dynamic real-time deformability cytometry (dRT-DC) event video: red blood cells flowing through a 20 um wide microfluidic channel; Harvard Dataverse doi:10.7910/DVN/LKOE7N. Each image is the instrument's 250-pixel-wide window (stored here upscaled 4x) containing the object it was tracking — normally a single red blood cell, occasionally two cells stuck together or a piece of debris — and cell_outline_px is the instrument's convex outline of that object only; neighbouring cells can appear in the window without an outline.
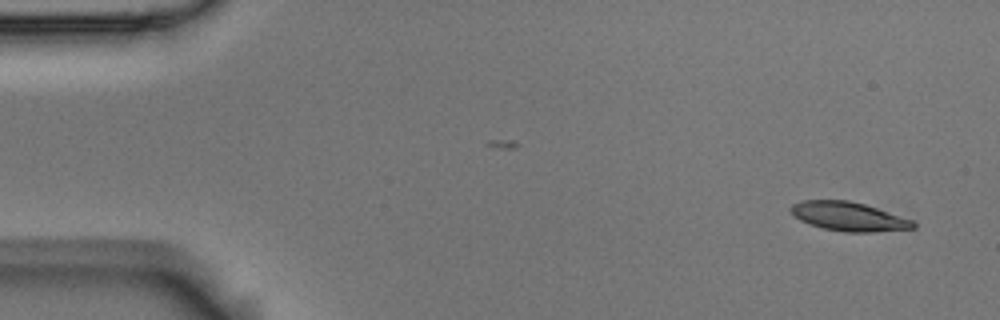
{"species": "Egyptian fruit bat (a non-hibernating species)", "species_latin": "Rousettus aegyptiacus", "temperature_condition": "room temperature", "stored_images_in_passage": 6, "segment_of_instrument_passage": [2, 2], "camera_frame_rate_fps": 3000, "um_per_image_px": 0.085, "animal": {"sex": "male"}, "frame": {"image": 1, "passage_image": 6, "time_ms": 1.667, "image_size_px": [1000, 320], "cell_outline_px": [[916, 228], [872, 232], [844, 232], [824, 228], [808, 224], [792, 216], [788, 208], [792, 204], [804, 200], [848, 200], [864, 204], [912, 220], [916, 224]], "centroid_in_image_um": [72.08, 18.4], "position_along_channel_um": 12.9, "area_um2": 20.63}}